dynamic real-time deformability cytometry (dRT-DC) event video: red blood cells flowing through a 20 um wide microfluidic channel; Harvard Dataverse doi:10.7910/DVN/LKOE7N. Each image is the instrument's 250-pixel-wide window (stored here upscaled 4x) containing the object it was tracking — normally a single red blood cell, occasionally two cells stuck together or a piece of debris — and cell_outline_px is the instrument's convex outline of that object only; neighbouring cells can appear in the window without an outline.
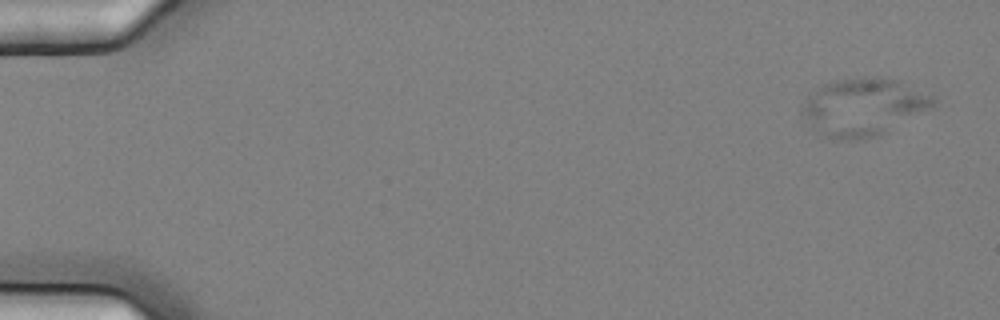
{"species": "common noctule bat (a hibernating species)", "species_latin": "Nyctalus noctula", "temperature_condition": "cold", "stored_images_in_passage": 5, "camera_frame_rate_fps": 3000, "um_per_image_px": 0.085, "animal": {"sex": "female", "body_mass_g": 25.1}, "frame": {"image": 1, "passage_image": 1, "time_ms": 0.0, "image_size_px": [1000, 320], "cell_outline_px": [[936, 104], [932, 108], [876, 136], [860, 140], [840, 140], [816, 136], [800, 112], [804, 100], [820, 84], [832, 80], [864, 76], [876, 76], [896, 80], [936, 96]], "centroid_in_image_um": [73.32, 9.09], "position_along_channel_um": 11.7, "area_um2": 44.74}}
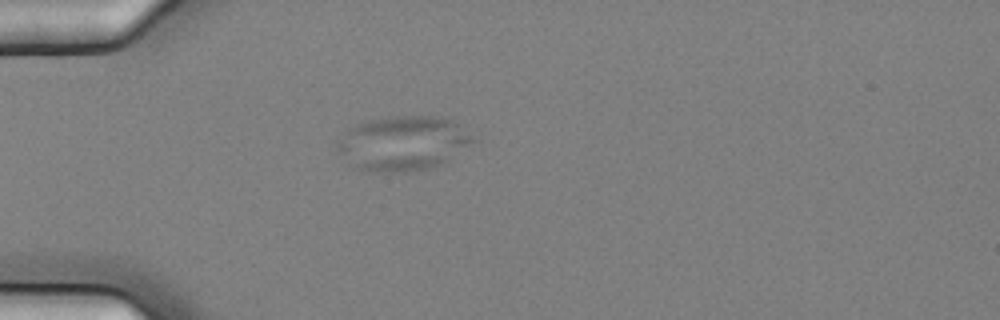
{"frame": {"image": 2, "passage_image": 5, "time_ms": 1.333, "image_size_px": [1000, 320], "cell_outline_px": [[480, 140], [448, 160], [440, 164], [428, 168], [404, 172], [372, 172], [348, 164], [336, 148], [336, 144], [344, 128], [356, 124], [372, 120], [392, 116], [440, 116], [452, 120]], "centroid_in_image_um": [34.25, 12.17], "position_along_channel_um": 50.7, "area_um2": 43.64}}